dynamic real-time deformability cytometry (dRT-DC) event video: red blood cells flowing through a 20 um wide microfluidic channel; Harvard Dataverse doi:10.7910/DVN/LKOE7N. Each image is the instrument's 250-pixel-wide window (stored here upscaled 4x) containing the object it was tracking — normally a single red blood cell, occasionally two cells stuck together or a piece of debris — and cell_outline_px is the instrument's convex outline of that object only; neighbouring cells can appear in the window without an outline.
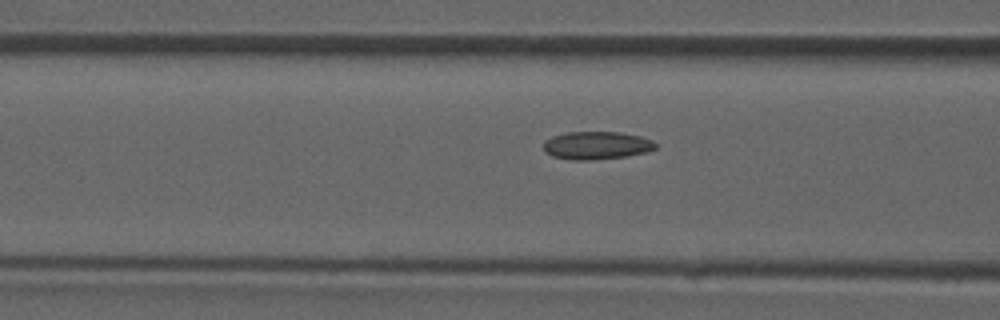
{"species": "common noctule bat (a hibernating species)", "species_latin": "Nyctalus noctula", "temperature_condition": "room temperature", "stored_images_in_passage": 41, "camera_frame_rate_fps": 3000, "um_per_image_px": 0.085, "animal": {"sex": "male", "forearm_length_mm": 52.5}, "frame": {"image": 1, "passage_image": 12, "time_ms": 3.667, "image_size_px": [1000, 320], "cell_outline_px": [[656, 148], [644, 152], [624, 156], [588, 160], [568, 160], [552, 156], [544, 152], [544, 140], [552, 136], [564, 132], [620, 132], [640, 136], [652, 140], [656, 144]], "centroid_in_image_um": [50.64, 12.35], "position_along_channel_um": 116.0, "area_um2": 18.21}}